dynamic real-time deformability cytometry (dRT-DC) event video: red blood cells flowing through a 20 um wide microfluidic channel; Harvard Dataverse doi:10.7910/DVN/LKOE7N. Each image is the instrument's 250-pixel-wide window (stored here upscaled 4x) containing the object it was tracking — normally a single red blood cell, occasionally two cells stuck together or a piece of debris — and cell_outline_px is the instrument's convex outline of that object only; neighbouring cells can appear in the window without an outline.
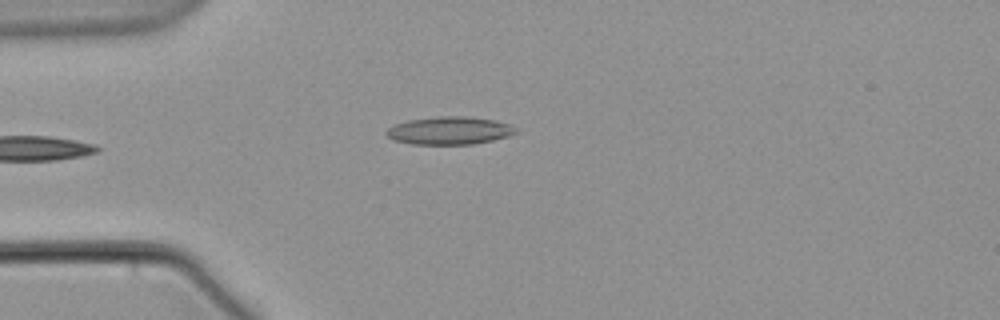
{"species": "common noctule bat (a hibernating species)", "species_latin": "Nyctalus noctula", "temperature_condition": "warm", "stored_images_in_passage": 5, "camera_frame_rate_fps": 3000, "um_per_image_px": 0.085, "animal": {"sex": "male", "body_mass_g": 21.5, "forearm_length_mm": 52.0}, "frame": {"image": 1, "passage_image": 5, "time_ms": 5.667, "image_size_px": [1000, 320], "cell_outline_px": [[516, 132], [508, 136], [492, 140], [472, 144], [412, 144], [392, 140], [384, 132], [388, 128], [396, 124], [408, 120], [440, 116], [464, 116], [492, 120], [508, 124]], "centroid_in_image_um": [38.13, 11.1], "position_along_channel_um": 46.9, "area_um2": 20.63}}